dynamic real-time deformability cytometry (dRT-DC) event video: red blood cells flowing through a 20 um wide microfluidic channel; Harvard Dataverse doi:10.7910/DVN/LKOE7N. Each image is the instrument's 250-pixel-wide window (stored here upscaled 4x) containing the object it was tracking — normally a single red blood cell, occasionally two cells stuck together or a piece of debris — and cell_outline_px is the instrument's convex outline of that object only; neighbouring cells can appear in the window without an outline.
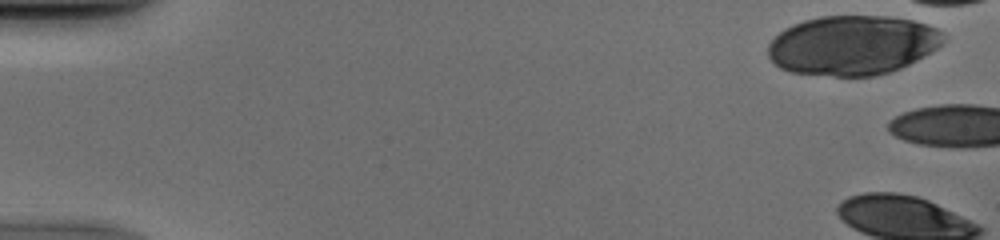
{"species": "human", "species_latin": "Homo sapiens", "temperature_condition": "cold", "stored_images_in_passage": 6, "camera_frame_rate_fps": 3000, "um_per_image_px": 0.085, "donor": {"sex": "male"}, "frame": {"image": 1, "passage_image": 2, "time_ms": 0.333, "image_size_px": [1000, 240], "cell_outline_px": [[944, 40], [936, 48], [924, 56], [900, 68], [876, 76], [832, 76], [792, 72], [780, 68], [768, 56], [768, 44], [784, 28], [792, 24], [804, 20], [820, 16], [888, 16], [912, 20], [936, 28], [944, 36]], "centroid_in_image_um": [72.43, 3.84], "position_along_channel_um": 12.6, "area_um2": 60.63}}